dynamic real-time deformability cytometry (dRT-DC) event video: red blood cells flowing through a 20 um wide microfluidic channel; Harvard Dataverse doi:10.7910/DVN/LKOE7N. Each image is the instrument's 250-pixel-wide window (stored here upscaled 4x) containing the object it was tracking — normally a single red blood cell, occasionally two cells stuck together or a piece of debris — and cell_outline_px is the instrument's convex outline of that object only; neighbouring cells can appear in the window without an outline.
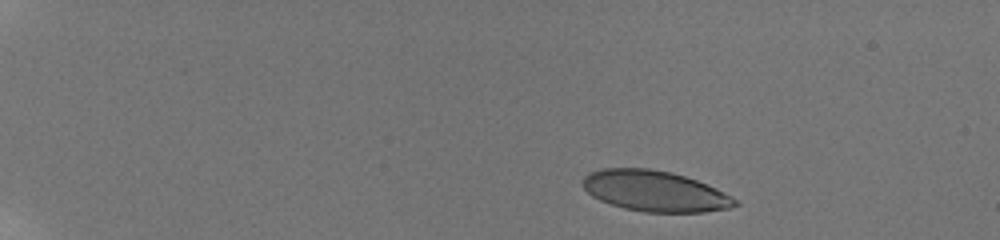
{"species": "human", "species_latin": "Homo sapiens", "temperature_condition": "room temperature", "stored_images_in_passage": 12, "camera_frame_rate_fps": 3000, "um_per_image_px": 0.085, "donor": {"sex": "male"}, "frame": {"image": 1, "passage_image": 1, "time_ms": 0.0, "image_size_px": [1000, 240], "cell_outline_px": [[740, 204], [728, 208], [704, 212], [644, 212], [624, 208], [600, 200], [592, 196], [580, 184], [584, 176], [588, 172], [604, 168], [648, 168], [672, 172], [696, 180], [716, 188], [736, 200]], "centroid_in_image_um": [55.62, 16.23], "position_along_channel_um": 29.4, "area_um2": 36.07}}
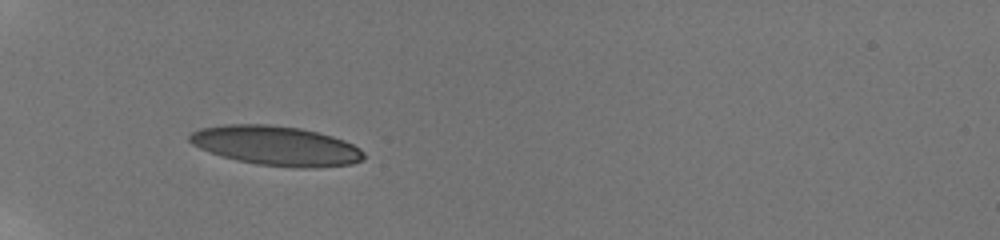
{"frame": {"image": 2, "passage_image": 6, "time_ms": 3.667, "image_size_px": [1000, 240], "cell_outline_px": [[364, 160], [352, 164], [316, 168], [296, 168], [256, 164], [236, 160], [200, 148], [192, 144], [188, 140], [188, 136], [192, 132], [200, 128], [224, 124], [268, 124], [300, 128], [332, 136], [344, 140], [360, 148], [364, 152]], "centroid_in_image_um": [23.49, 12.39], "position_along_channel_um": 61.5, "area_um2": 40.23}}